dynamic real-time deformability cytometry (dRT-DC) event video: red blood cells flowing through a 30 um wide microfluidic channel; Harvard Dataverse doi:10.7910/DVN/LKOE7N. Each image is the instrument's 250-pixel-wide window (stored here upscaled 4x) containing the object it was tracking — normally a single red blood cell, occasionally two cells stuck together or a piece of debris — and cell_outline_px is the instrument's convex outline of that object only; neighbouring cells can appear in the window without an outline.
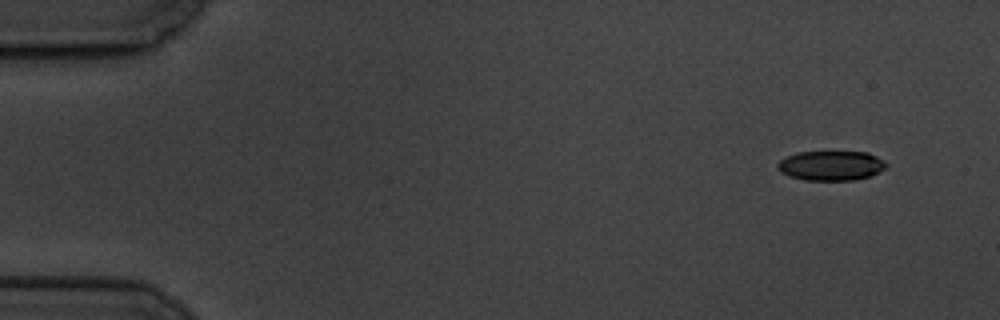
{"species": "common noctule bat (a hibernating species)", "species_latin": "Nyctalus noctula", "temperature_condition": "cold", "stored_images_in_passage": 6, "camera_frame_rate_fps": 3000, "um_per_image_px": 0.085, "animal": {"sex": "male", "body_mass_g": 19.5, "forearm_length_mm": 54.6}, "frame": {"image": 1, "passage_image": 1, "time_ms": 0.0, "image_size_px": [1000, 320], "cell_outline_px": [[888, 164], [884, 168], [872, 176], [856, 180], [804, 180], [788, 176], [780, 172], [776, 168], [776, 164], [780, 160], [796, 152], [868, 152], [884, 160]], "centroid_in_image_um": [70.63, 14.08], "position_along_channel_um": 14.4, "area_um2": 18.96}}
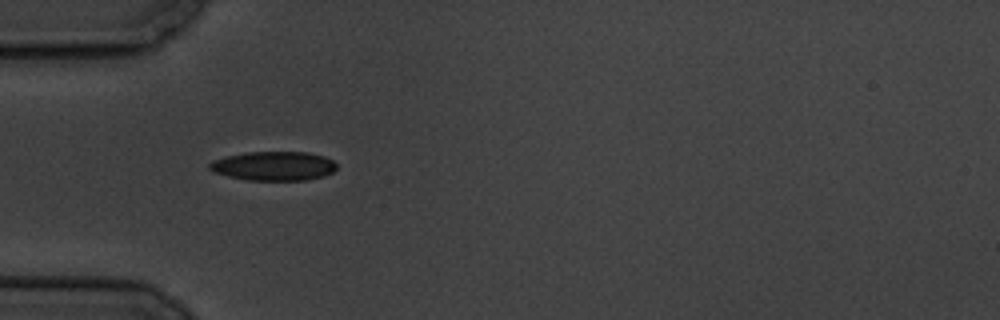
{"frame": {"image": 2, "passage_image": 5, "time_ms": 4.667, "image_size_px": [1000, 320], "cell_outline_px": [[336, 168], [332, 172], [324, 176], [304, 180], [248, 180], [228, 176], [216, 172], [208, 168], [208, 164], [212, 160], [224, 156], [248, 152], [308, 152], [324, 156], [332, 160], [336, 164]], "centroid_in_image_um": [23.25, 14.1], "position_along_channel_um": 61.7, "area_um2": 21.56}}
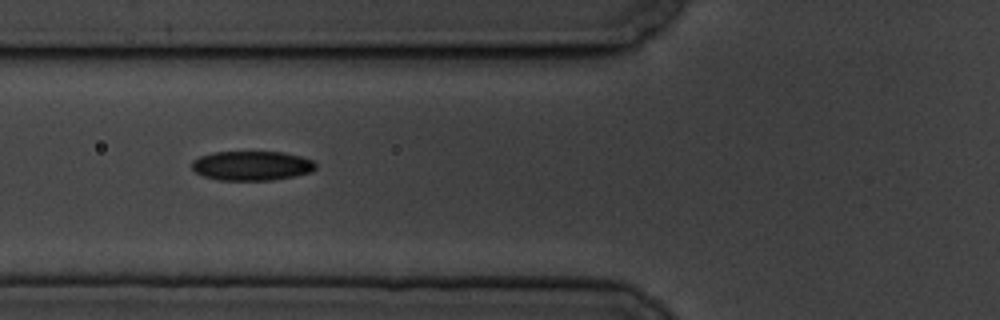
{"frame": {"image": 3, "passage_image": 6, "time_ms": 6.0, "image_size_px": [1000, 320], "cell_outline_px": [[316, 168], [312, 172], [272, 180], [220, 180], [204, 176], [196, 172], [192, 168], [192, 160], [200, 156], [212, 152], [284, 152], [300, 156], [312, 160], [316, 164]], "centroid_in_image_um": [21.4, 14.08], "position_along_channel_um": 104.4, "area_um2": 21.21}}